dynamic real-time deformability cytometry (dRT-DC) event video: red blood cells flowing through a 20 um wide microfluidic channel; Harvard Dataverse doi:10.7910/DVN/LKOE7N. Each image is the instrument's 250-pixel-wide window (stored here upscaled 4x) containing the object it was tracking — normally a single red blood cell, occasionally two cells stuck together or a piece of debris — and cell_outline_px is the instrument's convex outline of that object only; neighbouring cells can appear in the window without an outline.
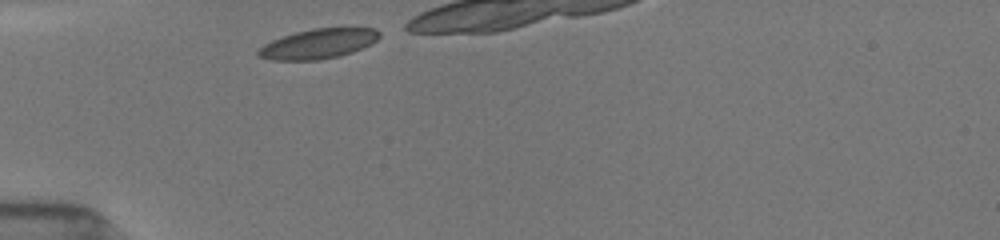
{"species": "common noctule bat (a hibernating species)", "species_latin": "Nyctalus noctula", "temperature_condition": "room temperature", "stored_images_in_passage": 8, "camera_frame_rate_fps": 3000, "um_per_image_px": 0.085, "animal": {"sex": "female", "body_mass_g": 19.5, "forearm_length_mm": 54.1}, "frame": {"image": 1, "passage_image": 1, "time_ms": 0.0, "image_size_px": [1000, 240], "cell_outline_px": [[380, 36], [372, 44], [352, 52], [340, 56], [316, 60], [268, 60], [256, 56], [256, 52], [264, 44], [272, 40], [296, 32], [312, 28], [344, 24], [376, 28], [380, 32]], "centroid_in_image_um": [27.13, 3.66], "position_along_channel_um": 57.9, "area_um2": 22.02}}
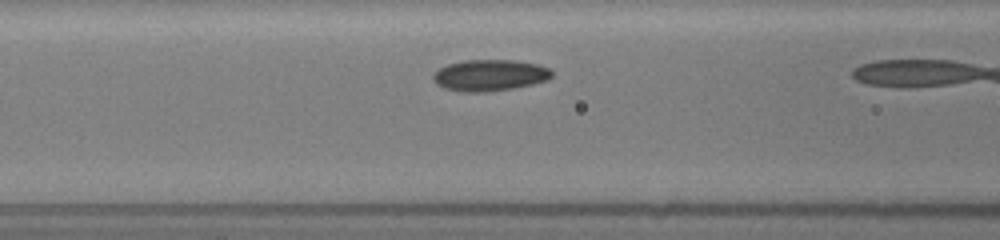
{"frame": {"image": 2, "passage_image": 7, "time_ms": 2.0, "image_size_px": [1000, 240], "cell_outline_px": [[552, 76], [548, 80], [532, 84], [512, 88], [484, 92], [464, 92], [444, 88], [436, 84], [432, 80], [432, 76], [440, 68], [448, 64], [460, 60], [512, 60], [536, 64], [548, 68], [552, 72]], "centroid_in_image_um": [41.6, 6.4], "position_along_channel_um": 125.0, "area_um2": 21.62}}